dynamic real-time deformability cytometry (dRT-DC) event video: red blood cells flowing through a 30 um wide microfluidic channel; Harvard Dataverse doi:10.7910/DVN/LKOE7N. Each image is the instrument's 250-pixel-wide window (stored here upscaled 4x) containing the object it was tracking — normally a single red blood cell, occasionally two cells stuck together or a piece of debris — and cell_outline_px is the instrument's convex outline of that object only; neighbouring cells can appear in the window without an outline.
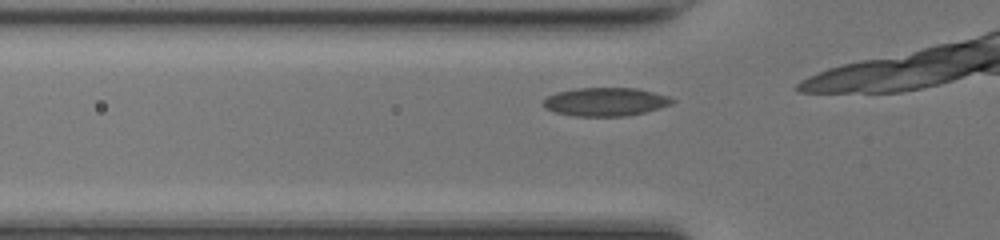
{"species": "common noctule bat (a hibernating species)", "species_latin": "Nyctalus noctula", "temperature_condition": "room temperature", "stored_images_in_passage": 10, "camera_frame_rate_fps": 3000, "um_per_image_px": 0.085, "animal": {"sex": "female", "body_mass_g": 17.0, "forearm_length_mm": 48.0}, "frame": {"image": 1, "passage_image": 2, "time_ms": 0.333, "image_size_px": [1000, 240], "cell_outline_px": [[676, 100], [672, 104], [660, 108], [628, 116], [576, 116], [556, 112], [544, 108], [540, 104], [548, 96], [556, 92], [576, 88], [636, 88], [668, 96]], "centroid_in_image_um": [51.45, 8.65], "position_along_channel_um": 74.4, "area_um2": 21.39}}
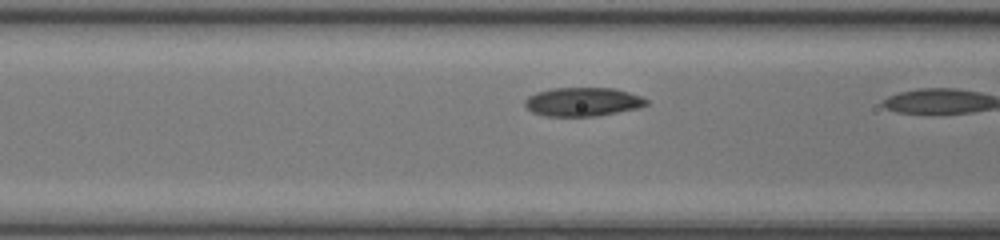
{"frame": {"image": 2, "passage_image": 5, "time_ms": 1.333, "image_size_px": [1000, 240], "cell_outline_px": [[648, 104], [640, 108], [596, 116], [544, 116], [532, 112], [524, 104], [524, 100], [528, 96], [536, 92], [552, 88], [612, 88], [628, 92], [640, 96], [648, 100]], "centroid_in_image_um": [49.52, 8.66], "position_along_channel_um": 117.1, "area_um2": 20.4}}
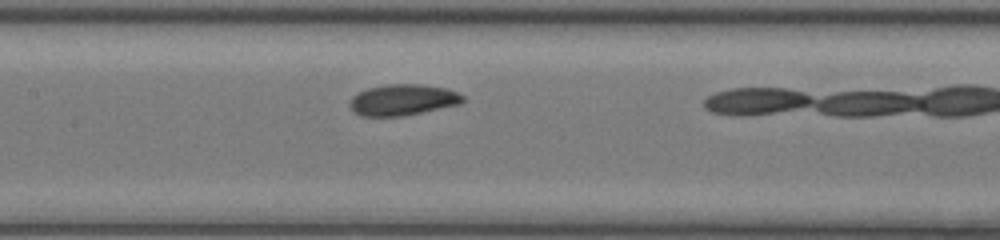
{"frame": {"image": 3, "passage_image": 9, "time_ms": 2.667, "image_size_px": [1000, 240], "cell_outline_px": [[464, 100], [460, 104], [404, 116], [360, 116], [352, 112], [348, 104], [352, 96], [368, 88], [388, 84], [420, 84], [448, 88], [464, 96]], "centroid_in_image_um": [34.22, 8.49], "position_along_channel_um": 173.2, "area_um2": 20.63}}